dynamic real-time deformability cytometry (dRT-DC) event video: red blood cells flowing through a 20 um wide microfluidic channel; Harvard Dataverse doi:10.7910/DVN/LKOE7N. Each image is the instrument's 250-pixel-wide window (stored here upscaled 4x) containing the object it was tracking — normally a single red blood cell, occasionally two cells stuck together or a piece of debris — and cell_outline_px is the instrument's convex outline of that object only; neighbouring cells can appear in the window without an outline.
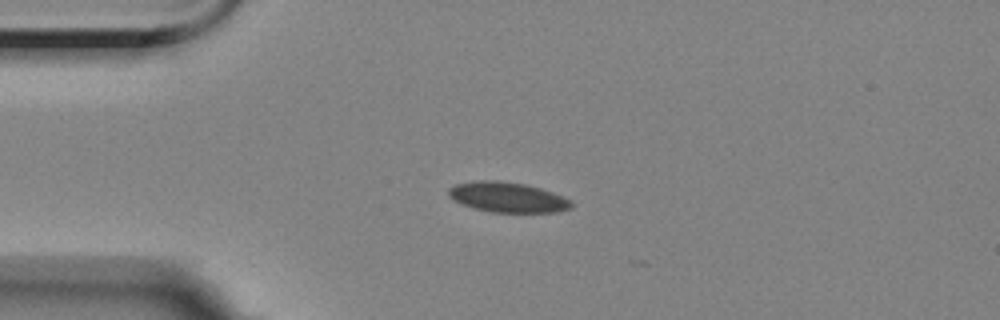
{"species": "Egyptian fruit bat (a non-hibernating species)", "species_latin": "Rousettus aegyptiacus", "temperature_condition": "room temperature", "stored_images_in_passage": 3, "camera_frame_rate_fps": 3000, "um_per_image_px": 0.085, "animal": {"sex": "female"}, "frame": {"image": 1, "passage_image": 3, "time_ms": 2.333, "image_size_px": [1000, 320], "cell_outline_px": [[572, 208], [556, 212], [492, 212], [472, 208], [460, 204], [452, 200], [448, 196], [448, 188], [456, 184], [472, 180], [496, 180], [524, 184], [540, 188], [552, 192], [572, 200]], "centroid_in_image_um": [43.1, 16.76], "position_along_channel_um": 41.9, "area_um2": 21.79}}